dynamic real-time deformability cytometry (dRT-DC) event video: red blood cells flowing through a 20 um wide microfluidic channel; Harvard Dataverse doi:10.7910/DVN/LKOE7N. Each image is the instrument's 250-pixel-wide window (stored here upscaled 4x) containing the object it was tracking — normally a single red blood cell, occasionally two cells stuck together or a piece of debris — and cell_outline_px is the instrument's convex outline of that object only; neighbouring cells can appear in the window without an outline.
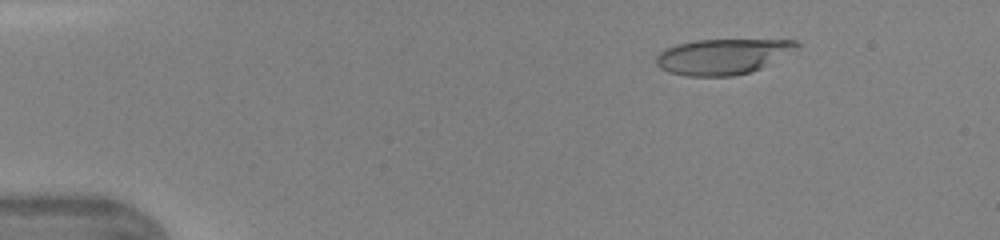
{"species": "human", "species_latin": "Homo sapiens", "temperature_condition": "warm", "stored_images_in_passage": 45, "camera_frame_rate_fps": 3000, "um_per_image_px": 0.085, "donor": {"sex": "female"}, "frame": {"image": 1, "passage_image": 7, "time_ms": 2.0, "image_size_px": [1000, 240], "cell_outline_px": [[800, 44], [796, 48], [760, 68], [748, 72], [732, 76], [688, 76], [668, 72], [660, 68], [656, 64], [656, 56], [664, 48], [676, 44], [696, 40], [796, 40]], "centroid_in_image_um": [61.34, 4.8], "position_along_channel_um": 23.7, "area_um2": 28.67}}
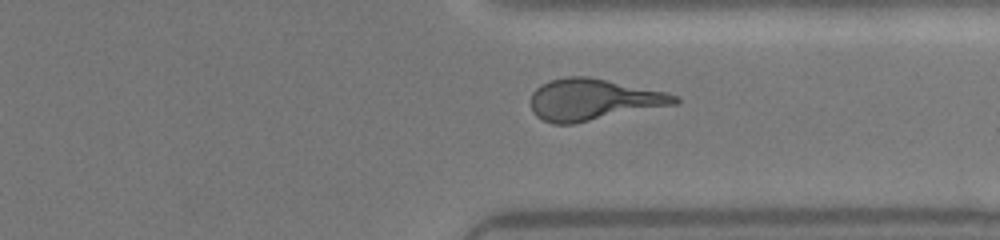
{"frame": {"image": 2, "passage_image": 35, "time_ms": 11.333, "image_size_px": [1000, 240], "cell_outline_px": [[680, 100], [676, 104], [572, 124], [552, 124], [536, 116], [532, 112], [532, 92], [540, 84], [548, 80], [568, 76], [588, 76], [664, 92], [676, 96]], "centroid_in_image_um": [50.37, 8.47], "position_along_channel_um": 361.0, "area_um2": 34.51}}
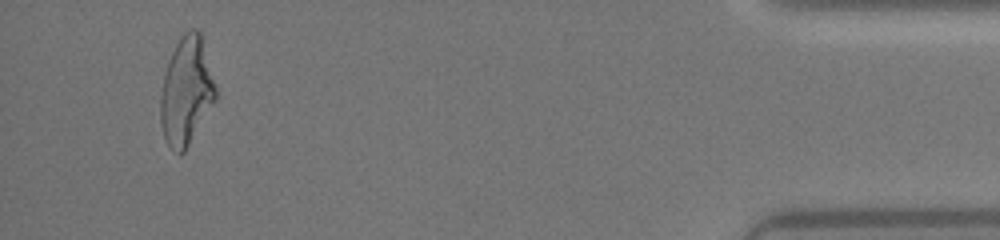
{"frame": {"image": 3, "passage_image": 43, "time_ms": 14.0, "image_size_px": [1000, 240], "cell_outline_px": [[216, 100], [184, 152], [180, 156], [168, 148], [160, 124], [160, 96], [164, 72], [168, 60], [180, 36], [188, 28], [196, 28], [200, 32], [216, 88]], "centroid_in_image_um": [15.81, 7.77], "position_along_channel_um": 419.4, "area_um2": 34.85}}